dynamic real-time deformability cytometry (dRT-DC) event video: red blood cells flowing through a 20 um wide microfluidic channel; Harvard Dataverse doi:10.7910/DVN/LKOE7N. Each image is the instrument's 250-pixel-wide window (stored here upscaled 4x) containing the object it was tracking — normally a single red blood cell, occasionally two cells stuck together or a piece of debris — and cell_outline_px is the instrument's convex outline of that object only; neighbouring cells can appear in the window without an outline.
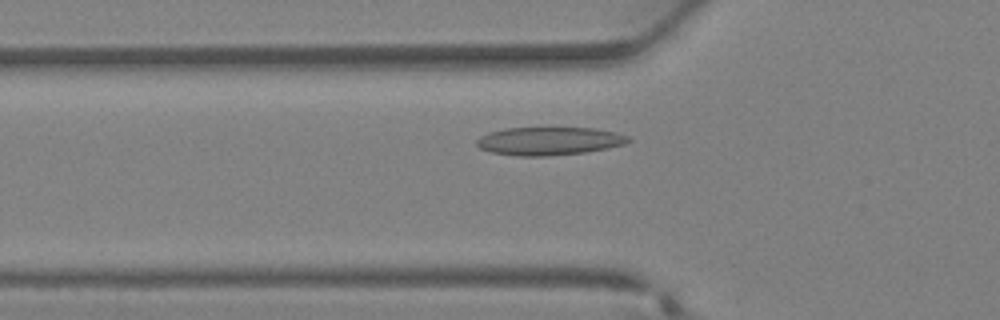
{"species": "Egyptian fruit bat (a non-hibernating species)", "species_latin": "Rousettus aegyptiacus", "temperature_condition": "warm", "stored_images_in_passage": 32, "camera_frame_rate_fps": 3000, "um_per_image_px": 0.085, "animal": {"sex": "female"}, "frame": {"image": 1, "passage_image": 9, "time_ms": 2.667, "image_size_px": [1000, 320], "cell_outline_px": [[632, 140], [624, 144], [584, 152], [548, 156], [516, 156], [492, 152], [480, 148], [476, 144], [476, 140], [480, 136], [488, 132], [504, 128], [592, 128], [616, 132], [628, 136]], "centroid_in_image_um": [46.64, 11.98], "position_along_channel_um": 79.2, "area_um2": 24.74}}
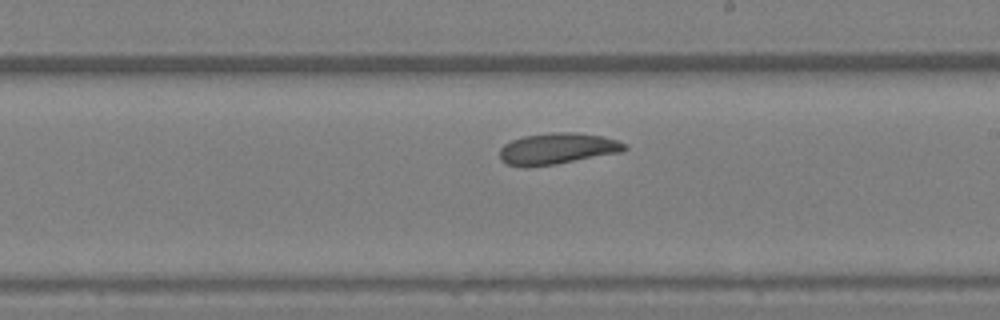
{"frame": {"image": 2, "passage_image": 18, "time_ms": 5.667, "image_size_px": [1000, 320], "cell_outline_px": [[628, 148], [620, 152], [556, 164], [508, 164], [500, 160], [500, 148], [504, 144], [512, 140], [524, 136], [552, 132], [576, 132], [600, 136], [616, 140], [628, 144]], "centroid_in_image_um": [47.42, 12.59], "position_along_channel_um": 241.6, "area_um2": 22.08}}
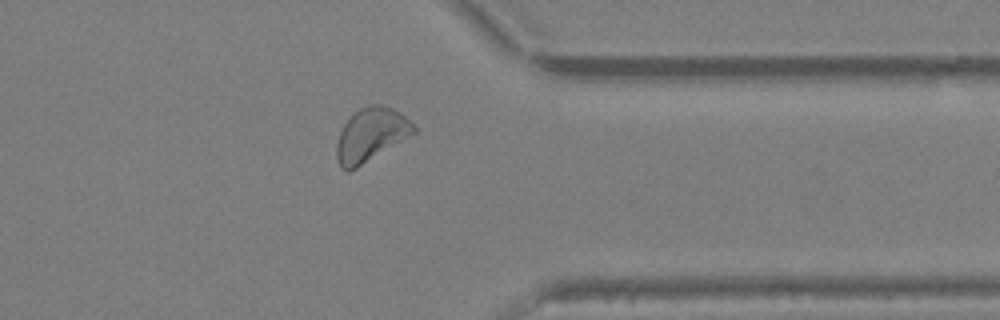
{"frame": {"image": 3, "passage_image": 26, "time_ms": 8.333, "image_size_px": [1000, 320], "cell_outline_px": [[416, 132], [356, 168], [348, 172], [340, 168], [336, 156], [336, 144], [340, 132], [344, 124], [360, 108], [368, 104], [380, 104], [392, 108], [400, 112], [416, 128]], "centroid_in_image_um": [31.5, 11.46], "position_along_channel_um": 379.9, "area_um2": 23.7}}